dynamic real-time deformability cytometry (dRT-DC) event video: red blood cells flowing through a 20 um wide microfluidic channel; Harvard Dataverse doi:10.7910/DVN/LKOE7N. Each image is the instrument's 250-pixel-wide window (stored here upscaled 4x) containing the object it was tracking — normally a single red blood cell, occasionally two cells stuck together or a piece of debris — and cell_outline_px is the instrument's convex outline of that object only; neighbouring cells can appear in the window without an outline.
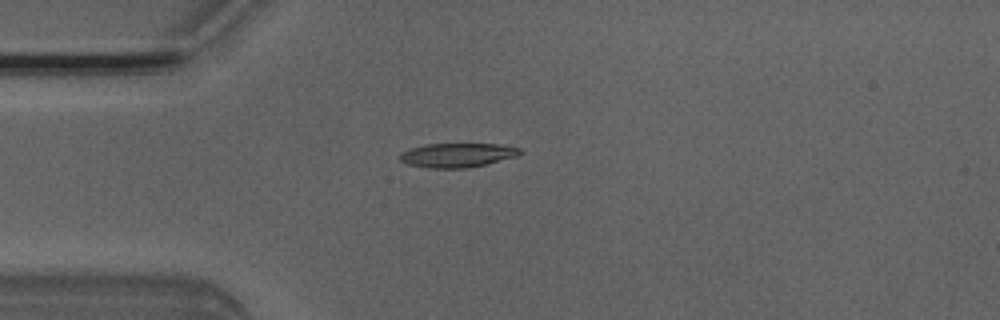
{"species": "Egyptian fruit bat (a non-hibernating species)", "species_latin": "Rousettus aegyptiacus", "temperature_condition": "room temperature", "stored_images_in_passage": 4, "camera_frame_rate_fps": 3000, "um_per_image_px": 0.085, "animal": {"sex": "male"}, "frame": {"image": 1, "passage_image": 4, "time_ms": 1.0, "image_size_px": [1000, 320], "cell_outline_px": [[520, 152], [516, 156], [484, 164], [464, 168], [428, 168], [408, 164], [400, 160], [400, 152], [408, 148], [424, 144], [496, 144], [520, 148]], "centroid_in_image_um": [38.78, 13.18], "position_along_channel_um": 46.2, "area_um2": 16.7}}